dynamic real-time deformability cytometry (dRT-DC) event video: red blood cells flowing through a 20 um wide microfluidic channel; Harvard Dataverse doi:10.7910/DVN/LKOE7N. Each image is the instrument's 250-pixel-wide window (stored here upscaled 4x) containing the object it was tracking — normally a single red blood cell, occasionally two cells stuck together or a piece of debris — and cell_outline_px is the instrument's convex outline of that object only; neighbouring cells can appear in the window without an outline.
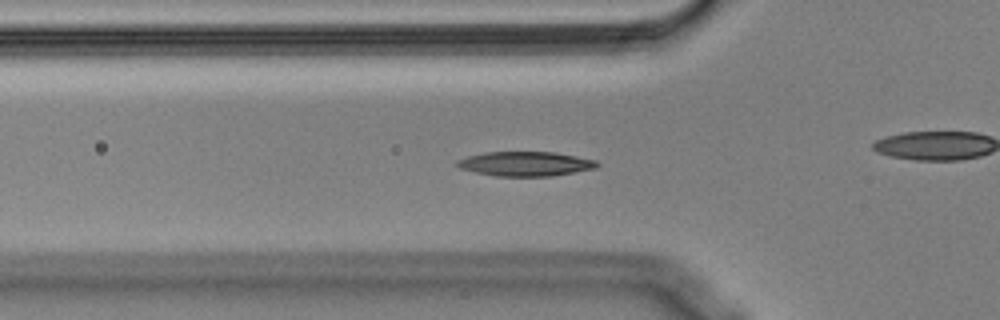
{"species": "Egyptian fruit bat (a non-hibernating species)", "species_latin": "Rousettus aegyptiacus", "temperature_condition": "cold", "stored_images_in_passage": 49, "camera_frame_rate_fps": 3000, "um_per_image_px": 0.085, "animal": {"sex": "male"}, "frame": {"image": 1, "passage_image": 11, "time_ms": 3.333, "image_size_px": [1000, 320], "cell_outline_px": [[600, 164], [596, 168], [552, 176], [496, 176], [476, 172], [460, 168], [456, 164], [456, 160], [468, 156], [484, 152], [552, 152], [576, 156], [596, 160]], "centroid_in_image_um": [44.66, 13.92], "position_along_channel_um": 81.1, "area_um2": 19.88}}
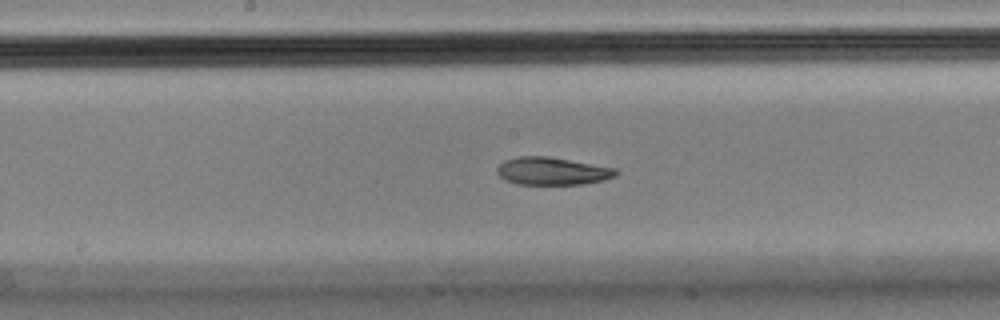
{"frame": {"image": 2, "passage_image": 21, "time_ms": 6.667, "image_size_px": [1000, 320], "cell_outline_px": [[616, 176], [604, 180], [580, 184], [516, 184], [504, 180], [496, 172], [496, 168], [504, 160], [520, 156], [548, 156], [616, 168]], "centroid_in_image_um": [46.9, 14.54], "position_along_channel_um": 201.3, "area_um2": 19.13}}
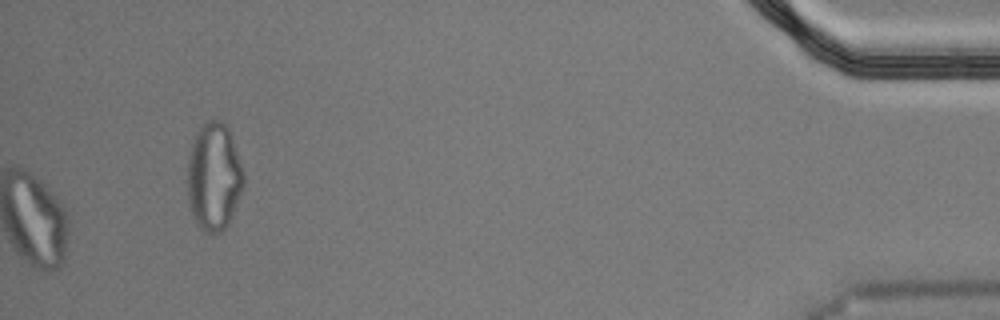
{"frame": {"image": 3, "passage_image": 49, "time_ms": 16.0, "image_size_px": [1000, 320], "cell_outline_px": [[244, 188], [228, 224], [220, 232], [204, 232], [196, 224], [192, 216], [188, 204], [188, 160], [192, 140], [200, 124], [212, 120], [220, 120], [228, 128], [244, 172]], "centroid_in_image_um": [18.17, 15.03], "position_along_channel_um": 417.0, "area_um2": 35.43}, "authors_computed_cell_mechanics": {"area_um2": 19.9988, "velocity_mm_per_s": 3.5718, "shape_relaxation_time_tau1_ms": null, "shape_relaxation_time_tau2_ms": 6.1309, "deformation_change_tau1": null, "deformation_change_tau2": 0.1347}}